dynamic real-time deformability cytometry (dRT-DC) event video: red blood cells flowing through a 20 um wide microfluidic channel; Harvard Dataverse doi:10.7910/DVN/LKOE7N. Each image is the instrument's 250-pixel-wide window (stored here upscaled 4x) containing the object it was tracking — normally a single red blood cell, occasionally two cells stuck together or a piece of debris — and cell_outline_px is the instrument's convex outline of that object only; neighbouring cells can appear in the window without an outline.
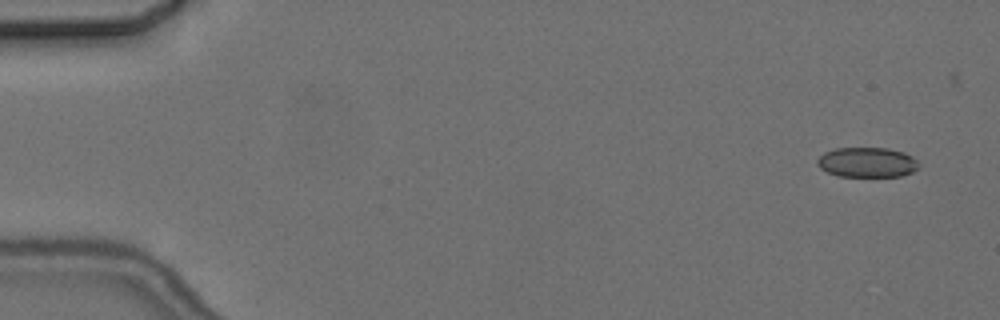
{"species": "common noctule bat (a hibernating species)", "species_latin": "Nyctalus noctula", "temperature_condition": "cold", "stored_images_in_passage": 5, "camera_frame_rate_fps": 3000, "um_per_image_px": 0.085, "animal": {"sex": "female", "body_mass_g": 24.6, "forearm_length_mm": 56.2}, "frame": {"image": 1, "passage_image": 1, "time_ms": 0.0, "image_size_px": [1000, 320], "cell_outline_px": [[920, 164], [912, 172], [900, 176], [836, 176], [820, 168], [816, 164], [816, 160], [824, 152], [836, 148], [888, 148], [904, 152], [912, 156]], "centroid_in_image_um": [73.68, 13.79], "position_along_channel_um": 11.3, "area_um2": 17.74}}
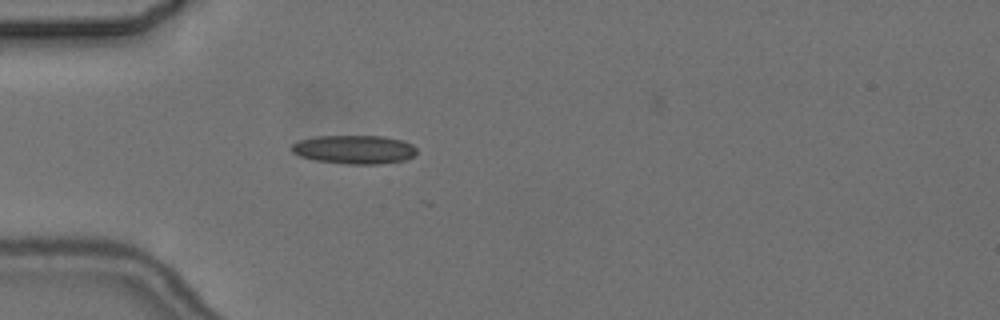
{"frame": {"image": 2, "passage_image": 5, "time_ms": 4.667, "image_size_px": [1000, 320], "cell_outline_px": [[416, 152], [412, 156], [404, 160], [376, 164], [348, 164], [316, 160], [300, 156], [292, 152], [292, 144], [300, 140], [316, 136], [384, 136], [404, 140], [412, 144], [416, 148]], "centroid_in_image_um": [30.13, 12.7], "position_along_channel_um": 54.9, "area_um2": 20.81}}